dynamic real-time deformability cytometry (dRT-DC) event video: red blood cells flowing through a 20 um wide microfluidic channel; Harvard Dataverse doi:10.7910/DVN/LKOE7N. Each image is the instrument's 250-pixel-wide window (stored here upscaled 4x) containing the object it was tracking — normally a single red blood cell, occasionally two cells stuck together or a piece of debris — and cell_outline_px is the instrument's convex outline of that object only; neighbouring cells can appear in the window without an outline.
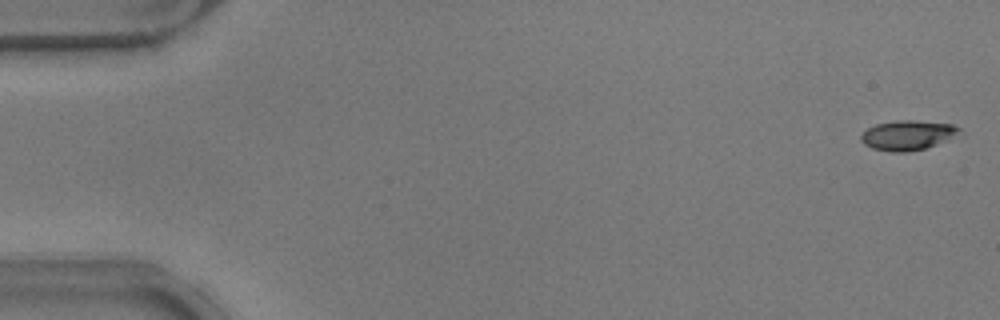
{"species": "common noctule bat (a hibernating species)", "species_latin": "Nyctalus noctula", "temperature_condition": "warm", "stored_images_in_passage": 52, "camera_frame_rate_fps": 3000, "um_per_image_px": 0.085, "animal": {"sex": "male", "body_mass_g": 17.9}, "frame": {"image": 1, "passage_image": 1, "time_ms": 0.0, "image_size_px": [1000, 320], "cell_outline_px": [[960, 128], [944, 140], [936, 144], [924, 148], [904, 152], [892, 152], [872, 148], [864, 144], [860, 140], [860, 136], [868, 128], [876, 124], [896, 120], [912, 120], [952, 124]], "centroid_in_image_um": [77.03, 11.48], "position_along_channel_um": 8.0, "area_um2": 16.47}}
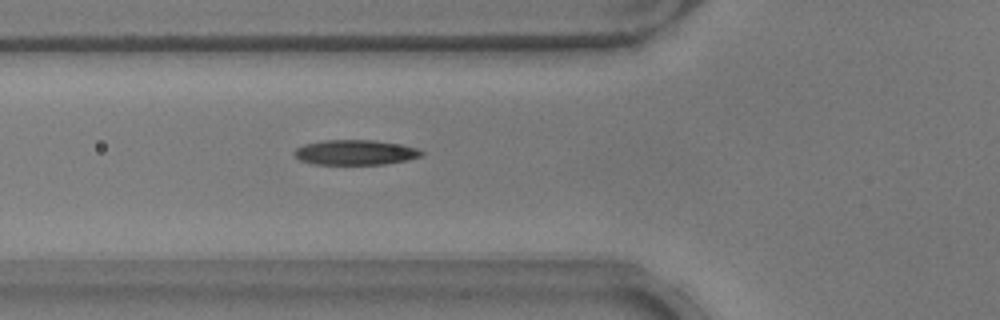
{"frame": {"image": 2, "passage_image": 19, "time_ms": 6.0, "image_size_px": [1000, 320], "cell_outline_px": [[424, 152], [420, 156], [408, 160], [384, 164], [316, 164], [300, 160], [292, 152], [296, 148], [304, 144], [324, 140], [376, 140], [400, 144], [416, 148]], "centroid_in_image_um": [30.19, 12.95], "position_along_channel_um": 95.6, "area_um2": 18.5}}
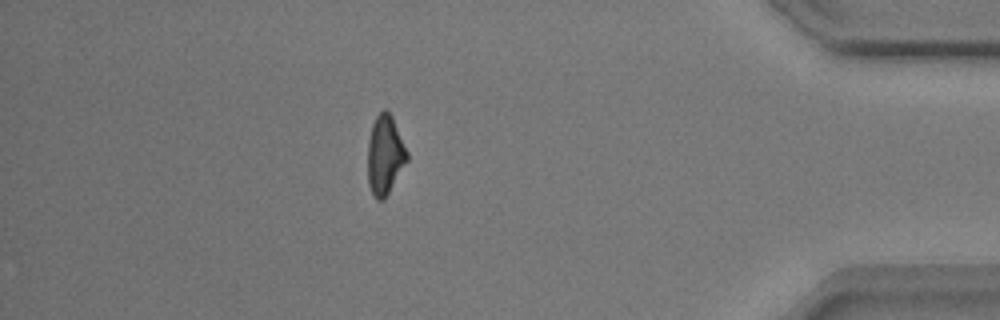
{"frame": {"image": 3, "passage_image": 46, "time_ms": 15.0, "image_size_px": [1000, 320], "cell_outline_px": [[408, 160], [384, 200], [376, 200], [372, 196], [368, 184], [368, 140], [372, 124], [376, 116], [384, 108], [392, 116], [408, 152]], "centroid_in_image_um": [32.71, 13.19], "position_along_channel_um": 402.5, "area_um2": 18.26}, "authors_computed_cell_mechanics": {"area_um2": 18.2937, "velocity_mm_per_s": 3.8527, "shape_relaxation_time_tau1_ms": 5.4728, "shape_relaxation_time_tau2_ms": 2.4964, "deformation_change_tau1": 0.1859, "deformation_change_tau2": 0.1052}}